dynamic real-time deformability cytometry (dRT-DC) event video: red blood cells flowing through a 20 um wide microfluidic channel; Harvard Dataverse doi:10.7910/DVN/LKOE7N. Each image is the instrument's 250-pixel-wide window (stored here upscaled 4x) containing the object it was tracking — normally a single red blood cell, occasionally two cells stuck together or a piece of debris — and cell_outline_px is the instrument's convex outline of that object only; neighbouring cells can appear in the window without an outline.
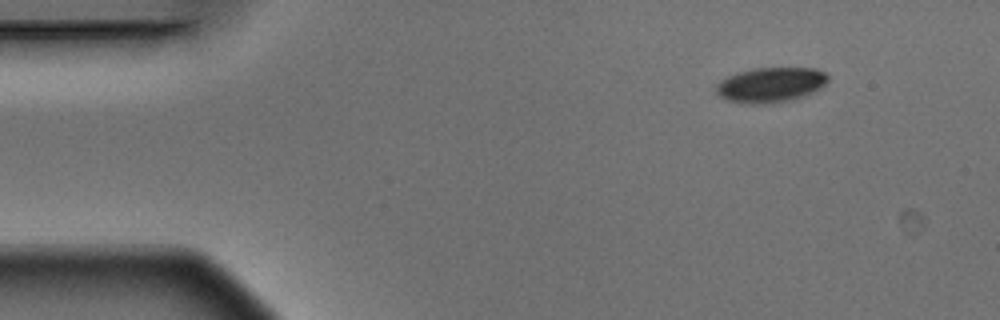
{"species": "Egyptian fruit bat (a non-hibernating species)", "species_latin": "Rousettus aegyptiacus", "temperature_condition": "warm", "stored_images_in_passage": 4, "camera_frame_rate_fps": 3000, "um_per_image_px": 0.085, "animal": {"sex": "male"}, "frame": {"image": 1, "passage_image": 1, "time_ms": 0.0, "image_size_px": [1000, 320], "cell_outline_px": [[828, 80], [820, 88], [804, 96], [772, 104], [744, 104], [728, 100], [720, 96], [716, 92], [716, 84], [720, 80], [728, 76], [752, 68], [816, 68], [824, 72], [828, 76]], "centroid_in_image_um": [65.49, 7.22], "position_along_channel_um": 19.5, "area_um2": 22.83}}
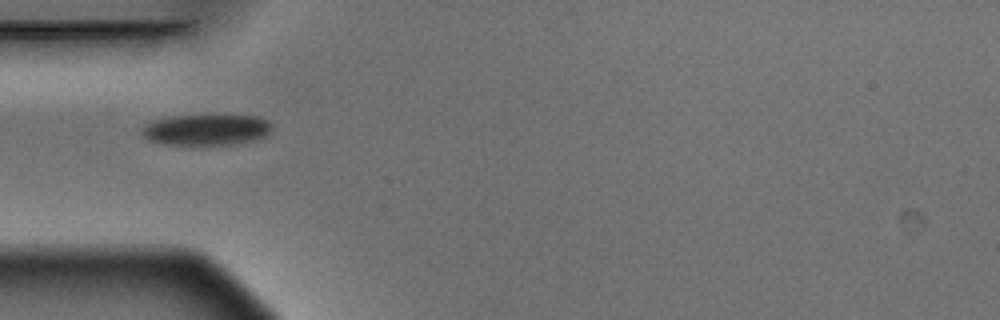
{"frame": {"image": 2, "passage_image": 4, "time_ms": 1.0, "image_size_px": [1000, 320], "cell_outline_px": [[272, 132], [256, 140], [236, 144], [160, 144], [148, 140], [140, 132], [144, 124], [152, 120], [168, 116], [260, 116], [268, 120], [272, 124]], "centroid_in_image_um": [17.53, 11.03], "position_along_channel_um": 67.5, "area_um2": 23.64}}